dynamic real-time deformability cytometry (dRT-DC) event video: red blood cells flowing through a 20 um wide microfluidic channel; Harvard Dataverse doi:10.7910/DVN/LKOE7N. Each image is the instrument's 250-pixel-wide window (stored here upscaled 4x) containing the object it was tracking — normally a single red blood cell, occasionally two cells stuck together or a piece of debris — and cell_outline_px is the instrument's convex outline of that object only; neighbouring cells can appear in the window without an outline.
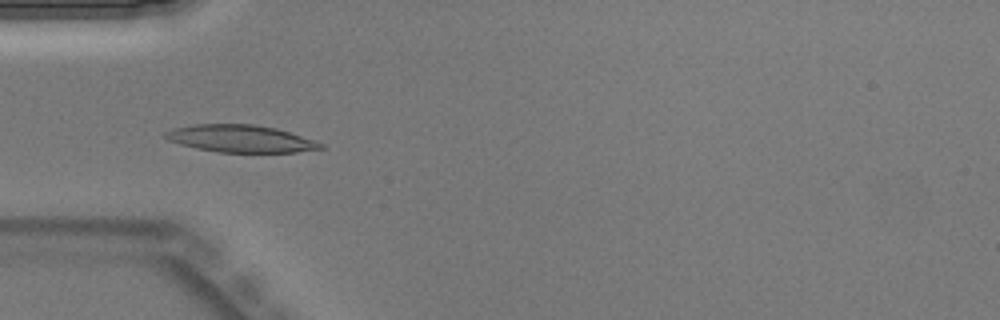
{"species": "Egyptian fruit bat (a non-hibernating species)", "species_latin": "Rousettus aegyptiacus", "temperature_condition": "warm", "stored_images_in_passage": 43, "camera_frame_rate_fps": 3000, "um_per_image_px": 0.085, "animal": {"sex": "male"}, "frame": {"image": 1, "passage_image": 13, "time_ms": 4.0, "image_size_px": [1000, 320], "cell_outline_px": [[324, 148], [296, 152], [220, 152], [196, 148], [180, 144], [168, 140], [164, 136], [164, 132], [176, 128], [196, 124], [252, 124], [276, 128], [316, 140], [324, 144]], "centroid_in_image_um": [20.48, 11.78], "position_along_channel_um": 64.5, "area_um2": 24.57}}
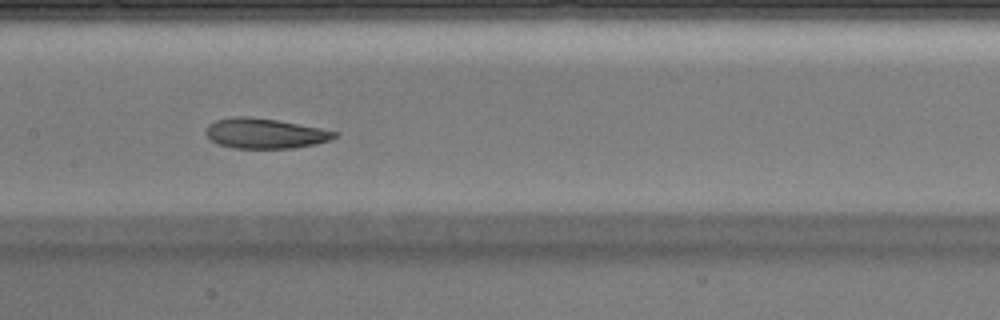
{"frame": {"image": 2, "passage_image": 21, "time_ms": 6.667, "image_size_px": [1000, 320], "cell_outline_px": [[340, 132], [336, 136], [328, 140], [316, 144], [292, 148], [232, 148], [220, 144], [212, 140], [204, 132], [208, 124], [216, 120], [236, 116], [244, 116], [276, 120], [320, 128]], "centroid_in_image_um": [22.51, 11.34], "position_along_channel_um": 184.9, "area_um2": 22.37}}
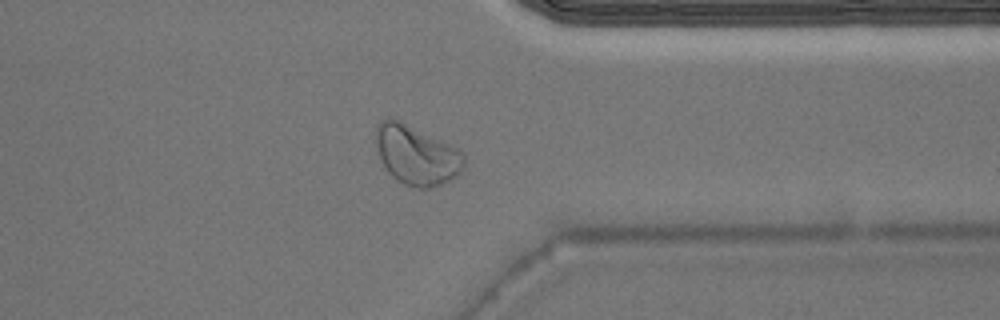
{"frame": {"image": 3, "passage_image": 34, "time_ms": 11.0, "image_size_px": [1000, 320], "cell_outline_px": [[464, 168], [456, 176], [440, 184], [428, 188], [420, 188], [404, 184], [392, 176], [388, 172], [380, 160], [376, 148], [376, 124], [380, 120], [388, 116], [392, 116], [464, 152]], "centroid_in_image_um": [35.35, 13.15], "position_along_channel_um": 376.0, "area_um2": 30.52}}